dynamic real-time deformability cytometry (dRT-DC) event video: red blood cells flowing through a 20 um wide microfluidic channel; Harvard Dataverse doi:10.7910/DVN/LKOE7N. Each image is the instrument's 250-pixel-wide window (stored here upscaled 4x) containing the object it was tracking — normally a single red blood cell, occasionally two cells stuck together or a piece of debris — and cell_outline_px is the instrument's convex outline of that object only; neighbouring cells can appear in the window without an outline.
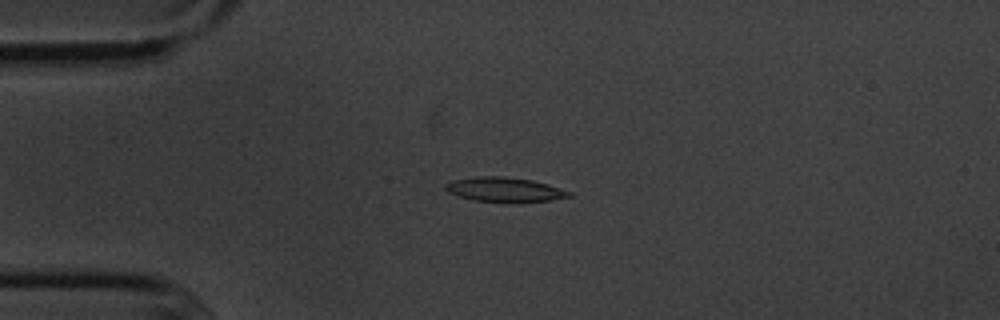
{"species": "common noctule bat (a hibernating species)", "species_latin": "Nyctalus noctula", "temperature_condition": "cold", "stored_images_in_passage": 4, "camera_frame_rate_fps": 3000, "um_per_image_px": 0.085, "animal": {"sex": "male", "body_mass_g": 20.1, "forearm_length_mm": 53.5}, "frame": {"image": 1, "passage_image": 3, "time_ms": 2.333, "image_size_px": [1000, 320], "cell_outline_px": [[572, 196], [548, 200], [516, 204], [476, 200], [460, 196], [448, 192], [444, 188], [452, 180], [480, 176], [504, 176], [532, 180], [548, 184], [572, 192]], "centroid_in_image_um": [42.94, 16.13], "position_along_channel_um": 42.1, "area_um2": 17.8}}